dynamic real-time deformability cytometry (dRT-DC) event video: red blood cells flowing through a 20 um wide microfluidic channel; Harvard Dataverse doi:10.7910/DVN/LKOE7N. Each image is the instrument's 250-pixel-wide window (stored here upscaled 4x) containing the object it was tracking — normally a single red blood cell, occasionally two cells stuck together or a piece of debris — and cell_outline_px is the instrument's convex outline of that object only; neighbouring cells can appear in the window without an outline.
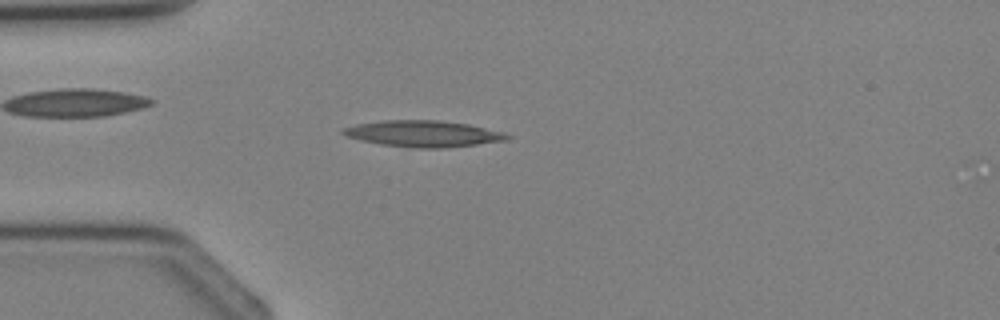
{"species": "Egyptian fruit bat (a non-hibernating species)", "species_latin": "Rousettus aegyptiacus", "temperature_condition": "cold", "stored_images_in_passage": 4, "camera_frame_rate_fps": 3000, "um_per_image_px": 0.085, "animal": {"sex": "female"}, "frame": {"image": 1, "passage_image": 4, "time_ms": 3.333, "image_size_px": [1000, 320], "cell_outline_px": [[512, 136], [508, 140], [444, 148], [412, 148], [380, 144], [360, 140], [344, 136], [340, 132], [344, 128], [356, 124], [384, 120], [436, 120], [468, 124], [504, 132]], "centroid_in_image_um": [35.96, 11.37], "position_along_channel_um": 49.0, "area_um2": 25.2}}